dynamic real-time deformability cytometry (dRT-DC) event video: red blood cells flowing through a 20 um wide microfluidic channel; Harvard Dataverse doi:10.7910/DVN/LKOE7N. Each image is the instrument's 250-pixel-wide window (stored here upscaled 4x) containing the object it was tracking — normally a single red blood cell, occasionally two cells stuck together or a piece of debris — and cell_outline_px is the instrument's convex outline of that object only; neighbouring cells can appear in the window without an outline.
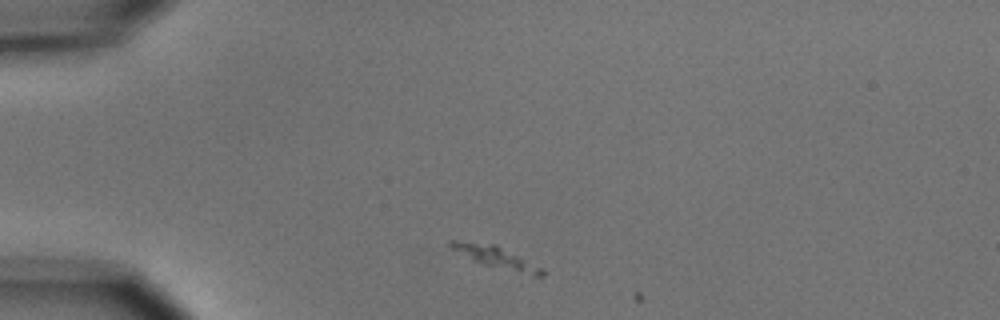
{"species": "common noctule bat (a hibernating species)", "species_latin": "Nyctalus noctula", "temperature_condition": "cold", "stored_images_in_passage": 2, "camera_frame_rate_fps": 3000, "um_per_image_px": 0.085, "animal": {"sex": "male", "body_mass_g": 15.6}, "frame": {"image": 1, "passage_image": 1, "time_ms": 0.0, "image_size_px": [1000, 320], "cell_outline_px": [[548, 272], [544, 276], [536, 276], [484, 264], [472, 260], [452, 248], [448, 244], [452, 240], [456, 240], [496, 244], [544, 268]], "centroid_in_image_um": [42.24, 21.86], "position_along_channel_um": 42.8, "area_um2": 11.39}}